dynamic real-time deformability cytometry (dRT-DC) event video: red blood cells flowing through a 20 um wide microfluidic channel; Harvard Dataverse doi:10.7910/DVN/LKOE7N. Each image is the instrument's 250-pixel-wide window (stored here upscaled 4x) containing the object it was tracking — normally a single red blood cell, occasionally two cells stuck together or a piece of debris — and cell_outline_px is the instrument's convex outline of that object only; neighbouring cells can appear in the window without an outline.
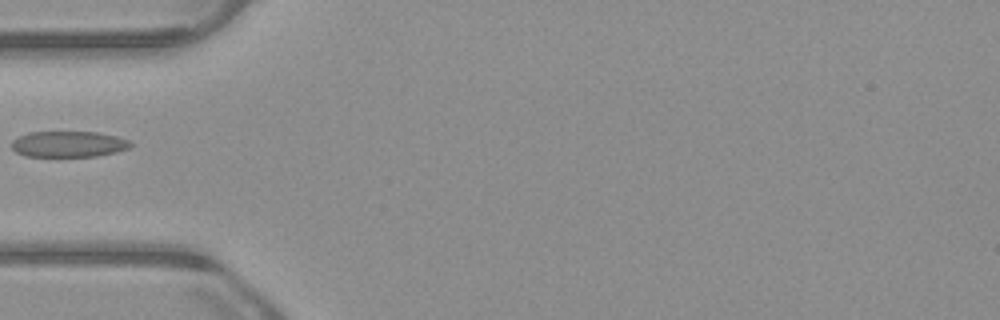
{"species": "common noctule bat (a hibernating species)", "species_latin": "Nyctalus noctula", "temperature_condition": "warm", "stored_images_in_passage": 35, "camera_frame_rate_fps": 3000, "um_per_image_px": 0.085, "animal": {"sex": "male", "body_mass_g": 23.1, "forearm_length_mm": 52.7}, "frame": {"image": 1, "passage_image": 1, "time_ms": 0.0, "image_size_px": [1000, 320], "cell_outline_px": [[132, 144], [128, 148], [116, 152], [96, 156], [24, 156], [16, 152], [12, 148], [12, 140], [20, 136], [32, 132], [96, 132], [116, 136], [128, 140]], "centroid_in_image_um": [5.82, 12.25], "position_along_channel_um": 79.2, "area_um2": 17.8}}